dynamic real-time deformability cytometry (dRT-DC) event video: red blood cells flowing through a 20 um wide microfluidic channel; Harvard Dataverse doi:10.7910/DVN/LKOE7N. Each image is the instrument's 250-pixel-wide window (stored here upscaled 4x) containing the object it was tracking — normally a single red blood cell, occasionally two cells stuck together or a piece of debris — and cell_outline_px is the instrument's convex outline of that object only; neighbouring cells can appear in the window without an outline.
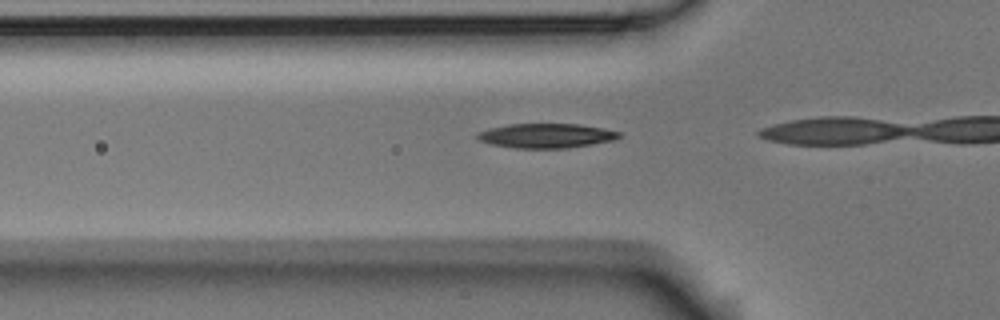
{"species": "Egyptian fruit bat (a non-hibernating species)", "species_latin": "Rousettus aegyptiacus", "temperature_condition": "room temperature", "stored_images_in_passage": 7, "camera_frame_rate_fps": 3000, "um_per_image_px": 0.085, "animal": {"sex": "male"}, "frame": {"image": 1, "passage_image": 3, "time_ms": 0.667, "image_size_px": [1000, 320], "cell_outline_px": [[620, 136], [612, 140], [592, 144], [564, 148], [516, 148], [492, 144], [476, 140], [476, 136], [480, 132], [492, 128], [508, 124], [580, 124], [604, 128], [620, 132]], "centroid_in_image_um": [46.42, 11.53], "position_along_channel_um": 79.4, "area_um2": 20.0}}
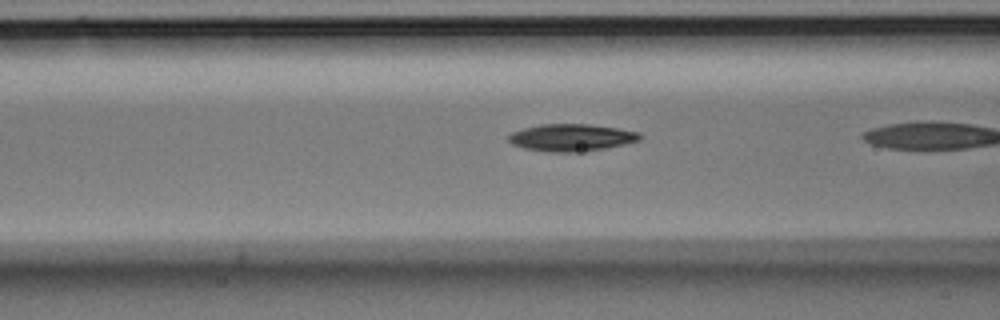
{"frame": {"image": 2, "passage_image": 6, "time_ms": 1.667, "image_size_px": [1000, 320], "cell_outline_px": [[640, 140], [604, 148], [576, 152], [548, 152], [524, 148], [512, 144], [508, 140], [508, 136], [512, 132], [524, 128], [540, 124], [588, 124], [616, 128], [640, 132]], "centroid_in_image_um": [48.52, 11.69], "position_along_channel_um": 118.1, "area_um2": 20.58}}